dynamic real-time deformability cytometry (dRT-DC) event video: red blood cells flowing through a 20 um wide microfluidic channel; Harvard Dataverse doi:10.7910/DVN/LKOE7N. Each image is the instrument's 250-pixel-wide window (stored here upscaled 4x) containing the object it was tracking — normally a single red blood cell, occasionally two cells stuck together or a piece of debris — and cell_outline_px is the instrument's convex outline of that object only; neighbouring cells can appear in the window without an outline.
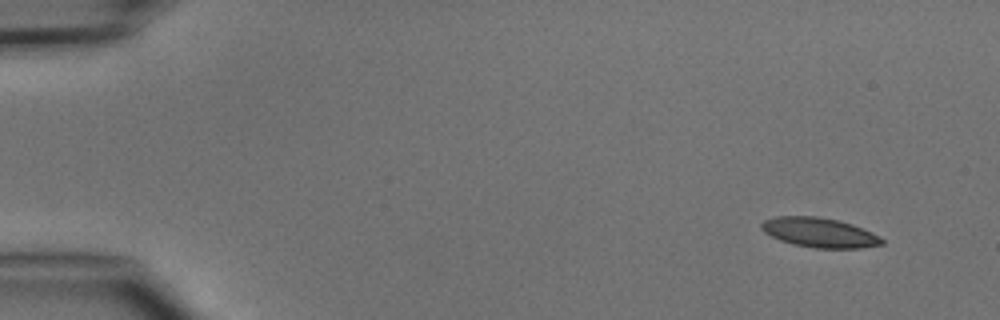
{"species": "common noctule bat (a hibernating species)", "species_latin": "Nyctalus noctula", "temperature_condition": "cold", "stored_images_in_passage": 5, "camera_frame_rate_fps": 3000, "um_per_image_px": 0.085, "animal": {"sex": "male", "body_mass_g": 15.6}, "frame": {"image": 1, "passage_image": 1, "time_ms": 0.0, "image_size_px": [1000, 320], "cell_outline_px": [[884, 244], [860, 248], [812, 248], [792, 244], [780, 240], [764, 232], [760, 228], [760, 224], [764, 220], [776, 216], [816, 216], [840, 220], [852, 224], [872, 232], [880, 236], [884, 240]], "centroid_in_image_um": [69.65, 19.76], "position_along_channel_um": 15.3, "area_um2": 20.98}}
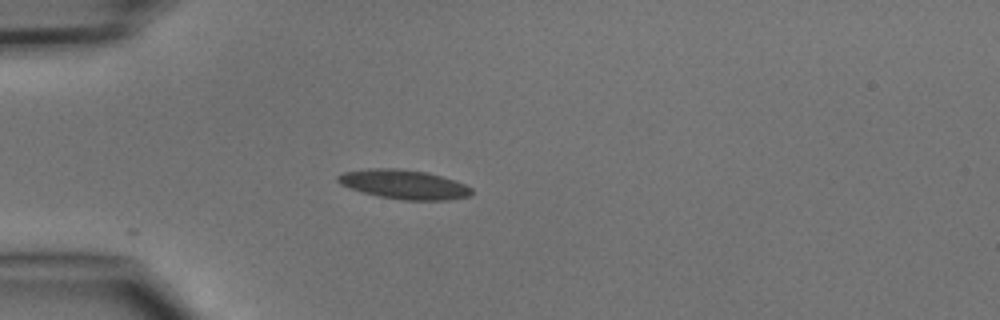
{"frame": {"image": 2, "passage_image": 4, "time_ms": 3.333, "image_size_px": [1000, 320], "cell_outline_px": [[472, 196], [448, 200], [404, 200], [380, 196], [364, 192], [340, 184], [336, 180], [336, 176], [344, 172], [368, 168], [396, 168], [428, 172], [464, 184], [472, 188]], "centroid_in_image_um": [34.35, 15.67], "position_along_channel_um": 50.7, "area_um2": 22.66}}